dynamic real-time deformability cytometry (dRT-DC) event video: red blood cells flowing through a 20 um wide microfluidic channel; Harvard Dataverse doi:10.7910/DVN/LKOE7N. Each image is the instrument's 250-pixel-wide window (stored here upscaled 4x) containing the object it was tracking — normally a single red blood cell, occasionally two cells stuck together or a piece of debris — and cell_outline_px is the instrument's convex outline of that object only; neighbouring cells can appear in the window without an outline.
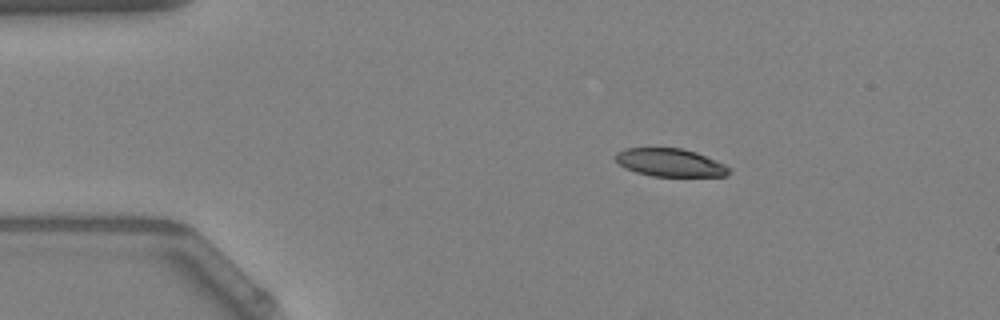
{"species": "Egyptian fruit bat (a non-hibernating species)", "species_latin": "Rousettus aegyptiacus", "temperature_condition": "warm", "stored_images_in_passage": 45, "camera_frame_rate_fps": 3000, "um_per_image_px": 0.085, "animal": {"sex": "female"}, "frame": {"image": 1, "passage_image": 1, "time_ms": 0.0, "image_size_px": [1000, 320], "cell_outline_px": [[732, 172], [724, 176], [652, 176], [636, 172], [624, 168], [616, 160], [616, 152], [624, 148], [680, 148], [696, 152], [724, 164], [732, 168]], "centroid_in_image_um": [56.97, 13.82], "position_along_channel_um": 28.0, "area_um2": 18.5}}
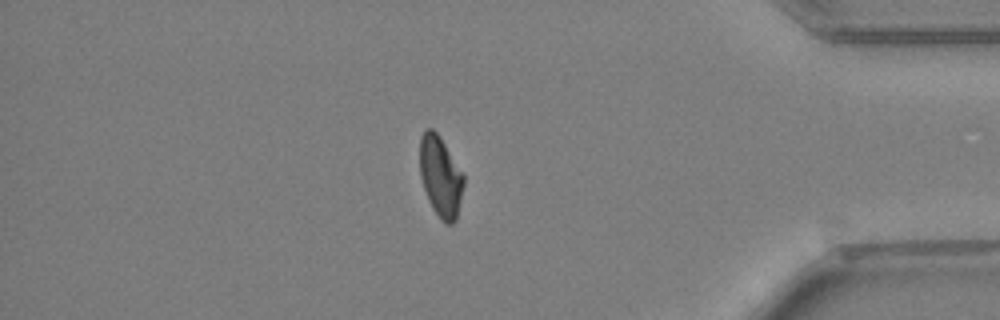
{"frame": {"image": 2, "passage_image": 37, "time_ms": 12.0, "image_size_px": [1000, 320], "cell_outline_px": [[464, 184], [456, 220], [452, 224], [444, 224], [432, 208], [428, 200], [420, 176], [420, 136], [424, 128], [432, 128], [436, 132], [464, 172]], "centroid_in_image_um": [37.45, 15.0], "position_along_channel_um": 397.8, "area_um2": 20.81}}
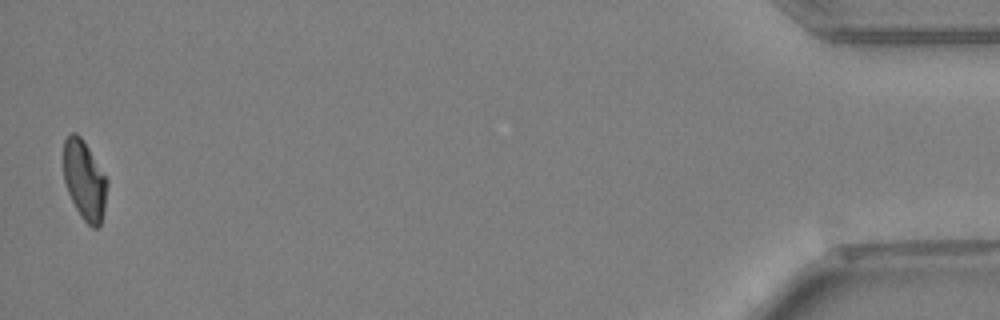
{"frame": {"image": 3, "passage_image": 44, "time_ms": 14.333, "image_size_px": [1000, 320], "cell_outline_px": [[108, 184], [104, 208], [100, 224], [96, 228], [92, 228], [80, 216], [68, 192], [64, 180], [64, 140], [72, 132], [76, 132], [80, 136], [88, 148], [108, 180]], "centroid_in_image_um": [7.18, 15.32], "position_along_channel_um": 428.0, "area_um2": 19.88}, "authors_computed_cell_mechanics": {"area_um2": 20.808, "velocity_mm_per_s": 3.861, "shape_relaxation_time_tau1_ms": 5.2524, "shape_relaxation_time_tau2_ms": 4.8212, "deformation_change_tau1": 0.1703, "deformation_change_tau2": 0.108}}